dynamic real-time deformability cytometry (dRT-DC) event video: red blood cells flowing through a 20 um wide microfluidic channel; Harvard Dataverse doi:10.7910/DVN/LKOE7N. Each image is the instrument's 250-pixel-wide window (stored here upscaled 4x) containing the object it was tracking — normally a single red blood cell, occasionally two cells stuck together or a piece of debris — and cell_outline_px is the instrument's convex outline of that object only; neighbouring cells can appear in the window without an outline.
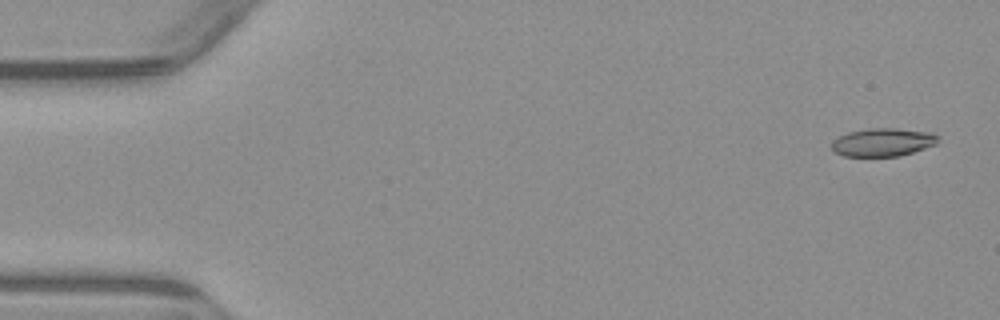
{"species": "common noctule bat (a hibernating species)", "species_latin": "Nyctalus noctula", "temperature_condition": "warm", "stored_images_in_passage": 10, "camera_frame_rate_fps": 3000, "um_per_image_px": 0.085, "animal": {"sex": "male", "body_mass_g": 23.1, "forearm_length_mm": 52.7}, "frame": {"image": 1, "passage_image": 1, "time_ms": 0.0, "image_size_px": [1000, 320], "cell_outline_px": [[940, 136], [936, 144], [900, 156], [844, 156], [836, 152], [832, 148], [832, 140], [848, 132], [868, 128], [892, 128], [932, 132]], "centroid_in_image_um": [75.05, 12.08], "position_along_channel_um": 9.9, "area_um2": 17.4}}
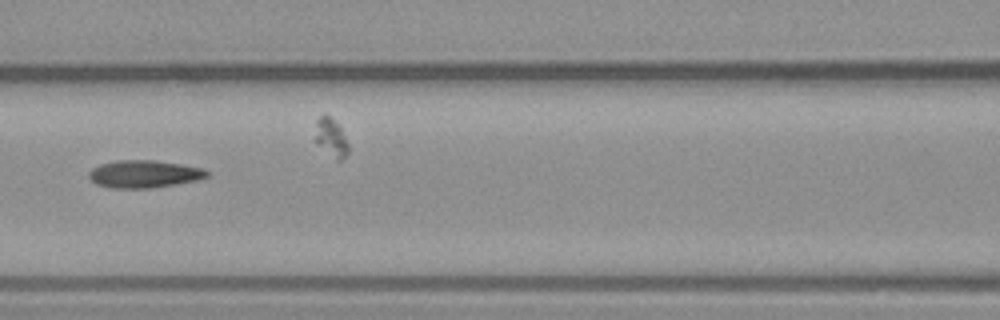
{"frame": {"image": 2, "passage_image": 7, "time_ms": 7.0, "image_size_px": [1000, 320], "cell_outline_px": [[208, 176], [196, 180], [176, 184], [148, 188], [108, 188], [96, 184], [88, 176], [88, 172], [92, 168], [100, 164], [116, 160], [156, 160], [180, 164], [200, 168], [208, 172]], "centroid_in_image_um": [12.19, 14.79], "position_along_channel_um": 154.4, "area_um2": 18.84}}
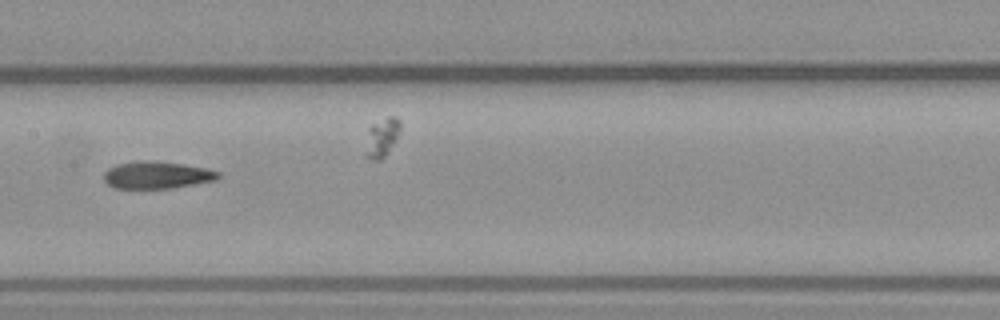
{"frame": {"image": 3, "passage_image": 8, "time_ms": 8.0, "image_size_px": [1000, 320], "cell_outline_px": [[220, 176], [216, 180], [172, 188], [112, 188], [104, 180], [104, 172], [108, 168], [116, 164], [136, 160], [148, 160], [184, 164], [208, 168], [220, 172]], "centroid_in_image_um": [13.33, 14.86], "position_along_channel_um": 194.1, "area_um2": 18.32}}